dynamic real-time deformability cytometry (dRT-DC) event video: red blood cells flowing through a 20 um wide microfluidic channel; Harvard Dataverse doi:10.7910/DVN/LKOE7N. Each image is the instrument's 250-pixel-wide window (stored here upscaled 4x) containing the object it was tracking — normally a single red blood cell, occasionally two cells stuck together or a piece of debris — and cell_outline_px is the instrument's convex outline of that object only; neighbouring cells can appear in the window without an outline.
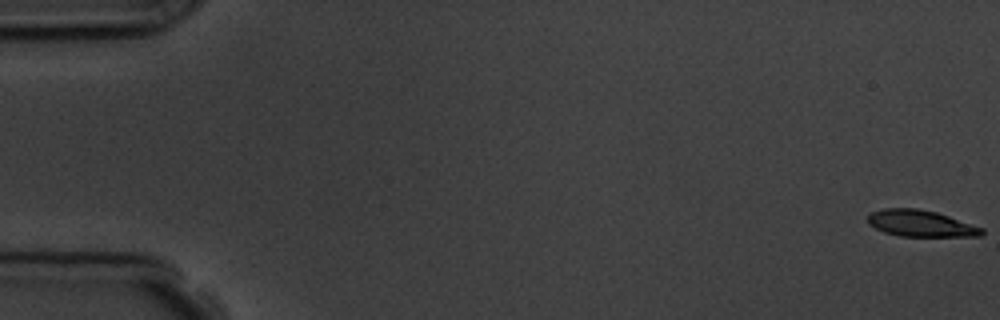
{"species": "common noctule bat (a hibernating species)", "species_latin": "Nyctalus noctula", "temperature_condition": "room temperature", "stored_images_in_passage": 6, "camera_frame_rate_fps": 3000, "um_per_image_px": 0.085, "animal": {"sex": "male", "body_mass_g": 19.5, "forearm_length_mm": 54.6}, "frame": {"image": 1, "passage_image": 1, "time_ms": 0.0, "image_size_px": [1000, 320], "cell_outline_px": [[984, 232], [980, 236], [900, 236], [884, 232], [868, 224], [868, 216], [872, 212], [884, 208], [916, 208], [936, 212], [984, 228]], "centroid_in_image_um": [78.25, 18.99], "position_along_channel_um": 6.7, "area_um2": 17.46}}